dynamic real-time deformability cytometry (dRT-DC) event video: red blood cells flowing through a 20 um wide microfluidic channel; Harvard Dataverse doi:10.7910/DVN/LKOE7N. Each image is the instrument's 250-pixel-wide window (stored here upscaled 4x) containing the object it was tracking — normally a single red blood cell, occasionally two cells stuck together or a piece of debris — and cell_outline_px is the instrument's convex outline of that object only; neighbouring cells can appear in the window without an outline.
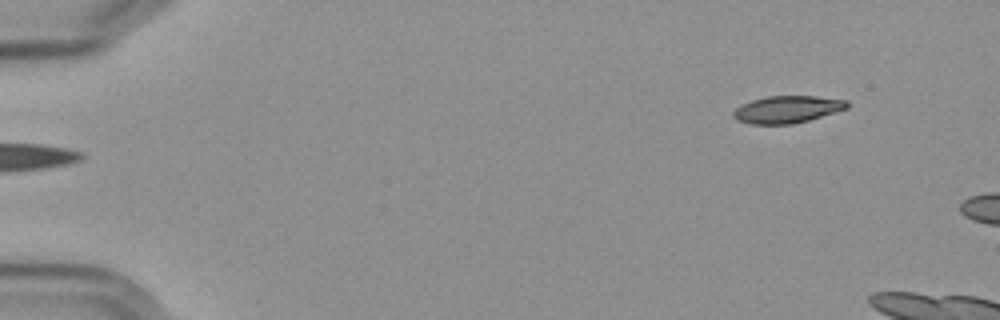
{"species": "Egyptian fruit bat (a non-hibernating species)", "species_latin": "Rousettus aegyptiacus", "temperature_condition": "cold", "stored_images_in_passage": 2, "camera_frame_rate_fps": 3000, "um_per_image_px": 0.085, "frame": {"image": 1, "passage_image": 2, "time_ms": 1.333, "image_size_px": [1000, 320], "cell_outline_px": [[848, 108], [808, 120], [792, 124], [748, 124], [736, 120], [732, 116], [732, 112], [740, 104], [752, 100], [768, 96], [816, 96], [848, 100]], "centroid_in_image_um": [66.87, 9.3], "position_along_channel_um": 18.1, "area_um2": 18.09}}